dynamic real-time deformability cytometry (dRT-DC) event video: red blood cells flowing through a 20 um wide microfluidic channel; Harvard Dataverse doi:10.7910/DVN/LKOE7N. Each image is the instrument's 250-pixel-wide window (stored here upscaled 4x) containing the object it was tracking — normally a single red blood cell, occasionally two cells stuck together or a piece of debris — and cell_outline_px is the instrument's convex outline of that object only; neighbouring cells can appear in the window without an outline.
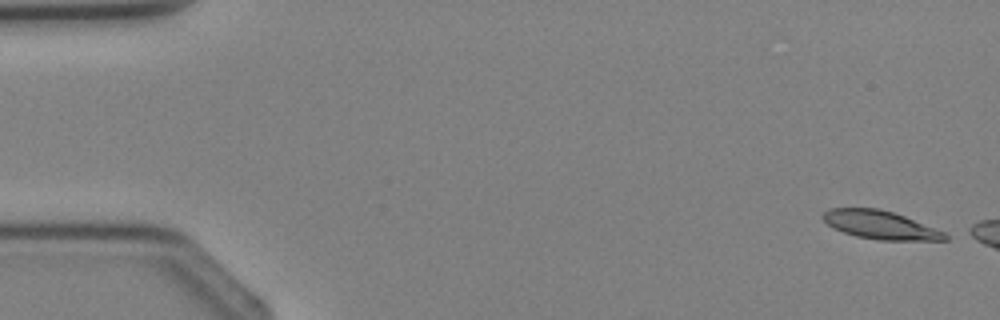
{"species": "Egyptian fruit bat (a non-hibernating species)", "species_latin": "Rousettus aegyptiacus", "temperature_condition": "cold", "stored_images_in_passage": 2, "camera_frame_rate_fps": 3000, "um_per_image_px": 0.085, "animal": {"sex": "female"}, "frame": {"image": 1, "passage_image": 1, "time_ms": 0.0, "image_size_px": [1000, 320], "cell_outline_px": [[948, 240], [880, 240], [856, 236], [844, 232], [828, 224], [820, 216], [828, 208], [880, 208], [904, 216], [944, 232], [948, 236]], "centroid_in_image_um": [74.8, 19.11], "position_along_channel_um": 10.2, "area_um2": 19.88}}